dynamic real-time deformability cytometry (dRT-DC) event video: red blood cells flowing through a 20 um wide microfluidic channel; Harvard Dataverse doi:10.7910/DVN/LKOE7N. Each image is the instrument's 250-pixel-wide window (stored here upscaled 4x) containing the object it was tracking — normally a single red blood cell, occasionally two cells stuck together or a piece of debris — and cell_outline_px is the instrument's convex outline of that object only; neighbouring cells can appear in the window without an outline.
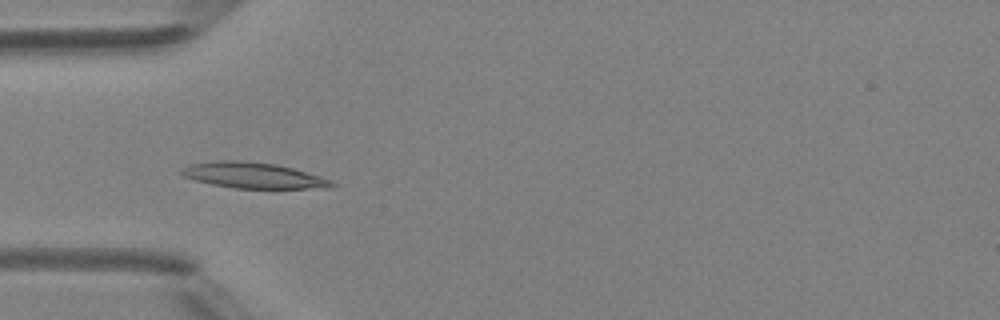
{"species": "Egyptian fruit bat (a non-hibernating species)", "species_latin": "Rousettus aegyptiacus", "temperature_condition": "room temperature", "stored_images_in_passage": 5, "camera_frame_rate_fps": 3000, "um_per_image_px": 0.085, "animal": {"sex": "female"}, "frame": {"image": 1, "passage_image": 4, "time_ms": 3.333, "image_size_px": [1000, 320], "cell_outline_px": [[336, 184], [332, 188], [232, 188], [212, 184], [196, 180], [184, 176], [176, 172], [180, 168], [192, 164], [220, 160], [248, 160], [276, 164], [292, 168], [320, 176], [332, 180]], "centroid_in_image_um": [21.52, 14.9], "position_along_channel_um": 63.5, "area_um2": 22.72}}
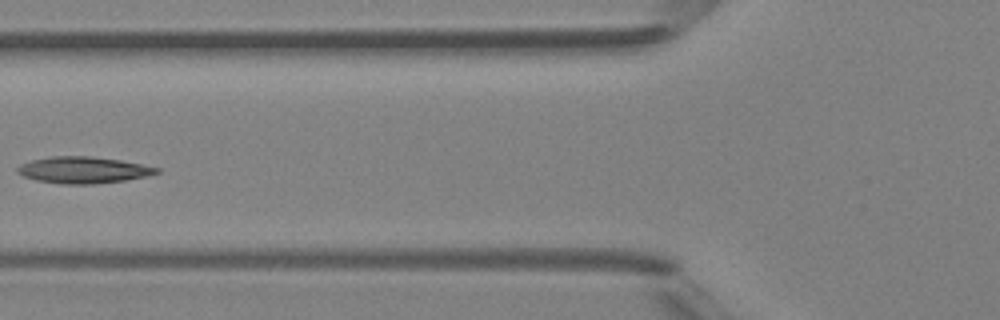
{"frame": {"image": 2, "passage_image": 5, "time_ms": 4.667, "image_size_px": [1000, 320], "cell_outline_px": [[160, 172], [148, 176], [124, 180], [92, 184], [60, 184], [36, 180], [24, 176], [16, 172], [16, 168], [20, 164], [32, 160], [52, 156], [88, 156], [120, 160], [160, 168]], "centroid_in_image_um": [7.06, 14.45], "position_along_channel_um": 118.7, "area_um2": 21.44}}